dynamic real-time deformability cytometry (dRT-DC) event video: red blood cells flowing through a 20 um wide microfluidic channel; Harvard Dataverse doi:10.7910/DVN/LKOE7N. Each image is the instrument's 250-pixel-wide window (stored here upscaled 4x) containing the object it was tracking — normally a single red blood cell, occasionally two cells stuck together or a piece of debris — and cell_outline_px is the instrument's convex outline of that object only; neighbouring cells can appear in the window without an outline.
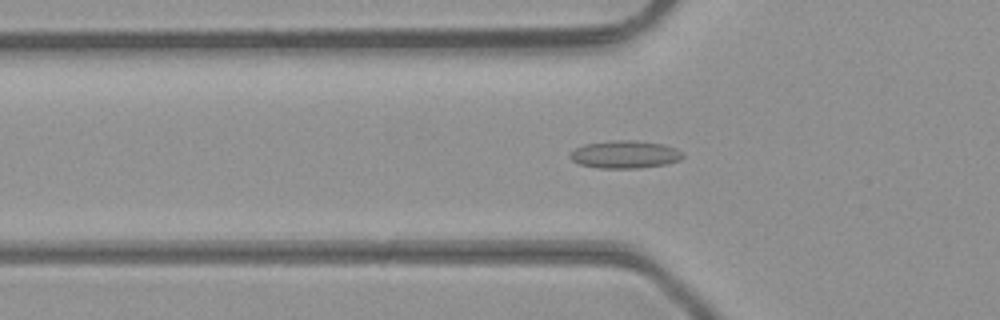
{"species": "common noctule bat (a hibernating species)", "species_latin": "Nyctalus noctula", "temperature_condition": "room temperature", "stored_images_in_passage": 42, "camera_frame_rate_fps": 3000, "um_per_image_px": 0.085, "animal": {"sex": "male", "body_mass_g": 23.1, "forearm_length_mm": 52.7}, "frame": {"image": 1, "passage_image": 16, "time_ms": 5.0, "image_size_px": [1000, 320], "cell_outline_px": [[684, 156], [680, 160], [668, 164], [640, 168], [600, 168], [580, 164], [572, 160], [568, 156], [576, 148], [584, 144], [608, 140], [636, 140], [664, 144], [676, 148]], "centroid_in_image_um": [53.13, 13.12], "position_along_channel_um": 72.7, "area_um2": 18.32}}
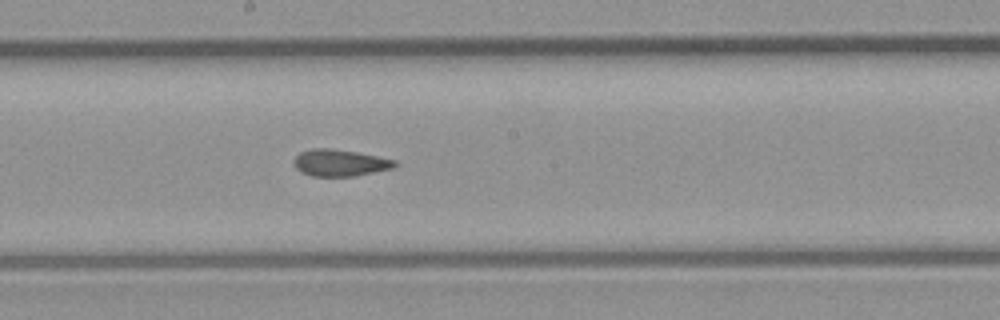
{"frame": {"image": 2, "passage_image": 26, "time_ms": 8.333, "image_size_px": [1000, 320], "cell_outline_px": [[396, 168], [352, 176], [312, 176], [300, 172], [296, 168], [292, 160], [300, 152], [312, 148], [328, 148], [356, 152], [396, 160]], "centroid_in_image_um": [28.87, 13.84], "position_along_channel_um": 219.3, "area_um2": 15.72}}
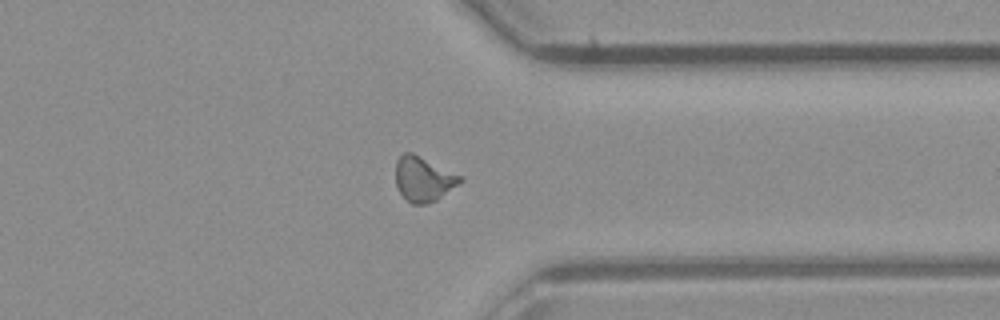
{"frame": {"image": 3, "passage_image": 37, "time_ms": 12.0, "image_size_px": [1000, 320], "cell_outline_px": [[464, 180], [436, 200], [424, 204], [412, 204], [400, 192], [396, 184], [396, 160], [404, 152], [412, 152], [460, 176]], "centroid_in_image_um": [35.96, 15.21], "position_along_channel_um": 375.4, "area_um2": 16.42}}